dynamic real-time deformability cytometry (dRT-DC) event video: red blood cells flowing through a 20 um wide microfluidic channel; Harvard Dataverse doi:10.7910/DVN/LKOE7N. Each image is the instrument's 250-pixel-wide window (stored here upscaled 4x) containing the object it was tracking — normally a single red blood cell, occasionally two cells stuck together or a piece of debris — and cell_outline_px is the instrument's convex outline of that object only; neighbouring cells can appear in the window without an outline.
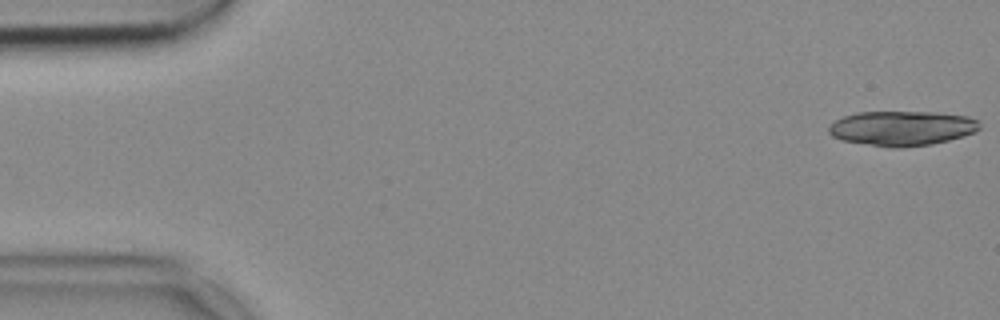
{"species": "common noctule bat (a hibernating species)", "species_latin": "Nyctalus noctula", "temperature_condition": "cold", "stored_images_in_passage": 8, "camera_frame_rate_fps": 3000, "um_per_image_px": 0.085, "animal": {"sex": "female", "body_mass_g": 18.4}, "frame": {"image": 1, "passage_image": 1, "time_ms": 0.0, "image_size_px": [1000, 320], "cell_outline_px": [[980, 128], [972, 132], [948, 140], [932, 144], [900, 148], [892, 148], [844, 140], [832, 136], [828, 132], [828, 128], [836, 120], [844, 116], [856, 112], [936, 112], [968, 116], [976, 120], [980, 124]], "centroid_in_image_um": [76.65, 10.89], "position_along_channel_um": 8.3, "area_um2": 30.29}}